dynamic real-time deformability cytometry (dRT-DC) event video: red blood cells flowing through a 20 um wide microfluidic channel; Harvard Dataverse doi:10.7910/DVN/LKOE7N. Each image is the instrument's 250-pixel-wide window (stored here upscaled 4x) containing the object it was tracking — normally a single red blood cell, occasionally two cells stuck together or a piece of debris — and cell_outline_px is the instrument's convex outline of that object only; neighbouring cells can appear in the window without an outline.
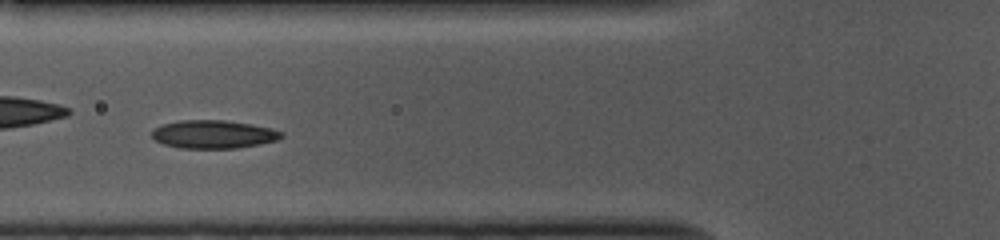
{"species": "common noctule bat (a hibernating species)", "species_latin": "Nyctalus noctula", "temperature_condition": "cold", "stored_images_in_passage": 48, "camera_frame_rate_fps": 3000, "um_per_image_px": 0.085, "animal": {"sex": "female", "body_mass_g": 10.0, "forearm_length_mm": 53.1}, "frame": {"image": 1, "passage_image": 14, "time_ms": 4.333, "image_size_px": [1000, 240], "cell_outline_px": [[284, 136], [276, 140], [260, 144], [236, 148], [180, 148], [164, 144], [156, 140], [152, 136], [152, 128], [160, 124], [180, 120], [224, 120], [252, 124], [272, 128], [284, 132]], "centroid_in_image_um": [18.14, 11.4], "position_along_channel_um": 107.7, "area_um2": 21.44}}
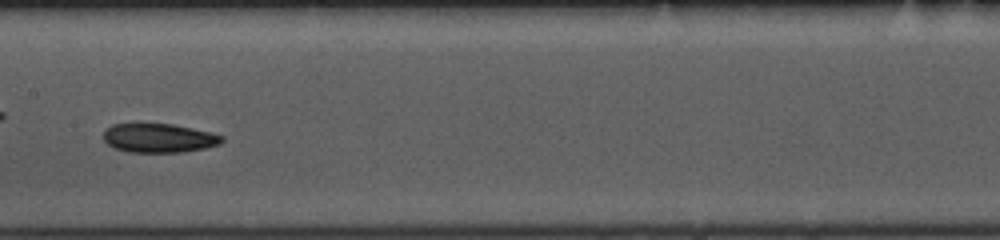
{"frame": {"image": 2, "passage_image": 21, "time_ms": 6.667, "image_size_px": [1000, 240], "cell_outline_px": [[224, 140], [220, 144], [204, 148], [180, 152], [128, 152], [116, 148], [108, 144], [104, 140], [104, 128], [112, 124], [172, 124], [212, 132], [224, 136]], "centroid_in_image_um": [13.52, 11.73], "position_along_channel_um": 193.9, "area_um2": 20.0}}
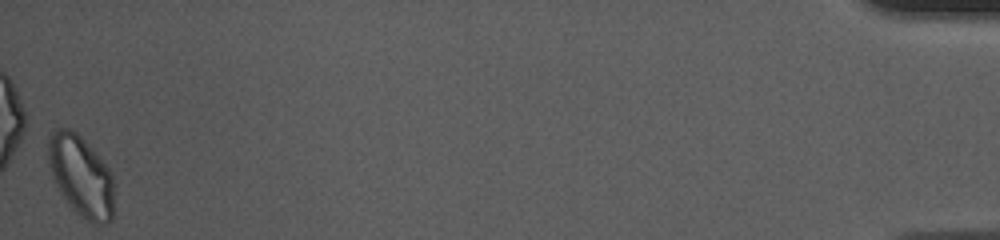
{"frame": {"image": 3, "passage_image": 48, "time_ms": 15.667, "image_size_px": [1000, 240], "cell_outline_px": [[112, 220], [108, 224], [92, 224], [80, 216], [68, 204], [60, 192], [52, 176], [48, 160], [48, 136], [56, 128], [68, 128], [76, 132], [84, 140], [108, 168], [112, 176]], "centroid_in_image_um": [6.86, 14.97], "position_along_channel_um": 428.3, "area_um2": 30.75}}